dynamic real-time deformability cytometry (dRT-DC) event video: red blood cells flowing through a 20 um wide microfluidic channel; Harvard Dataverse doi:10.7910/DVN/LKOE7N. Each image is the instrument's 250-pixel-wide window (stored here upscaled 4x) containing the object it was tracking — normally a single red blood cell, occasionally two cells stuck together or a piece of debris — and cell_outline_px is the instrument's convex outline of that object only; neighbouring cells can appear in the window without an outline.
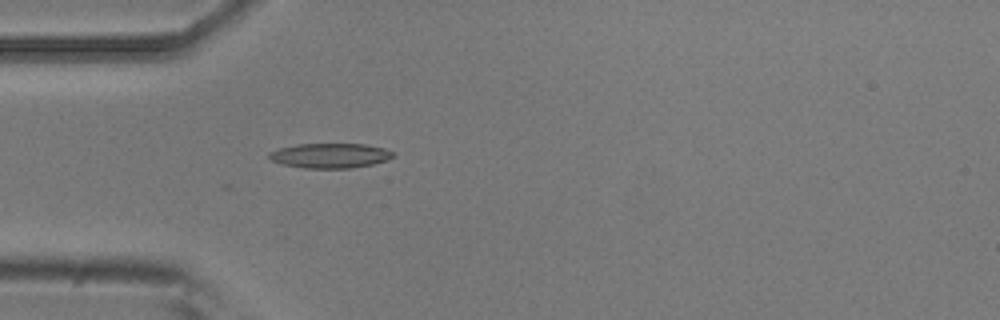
{"species": "common noctule bat (a hibernating species)", "species_latin": "Nyctalus noctula", "temperature_condition": "room temperature", "stored_images_in_passage": 5, "camera_frame_rate_fps": 3000, "um_per_image_px": 0.085, "animal": {"sex": "male", "body_mass_g": 20.5, "forearm_length_mm": 52.5}, "frame": {"image": 1, "passage_image": 5, "time_ms": 1.333, "image_size_px": [1000, 320], "cell_outline_px": [[396, 156], [388, 160], [372, 164], [352, 168], [304, 168], [284, 164], [272, 160], [268, 156], [268, 152], [280, 148], [296, 144], [364, 144], [384, 148], [396, 152]], "centroid_in_image_um": [28.11, 13.22], "position_along_channel_um": 56.9, "area_um2": 17.98}}